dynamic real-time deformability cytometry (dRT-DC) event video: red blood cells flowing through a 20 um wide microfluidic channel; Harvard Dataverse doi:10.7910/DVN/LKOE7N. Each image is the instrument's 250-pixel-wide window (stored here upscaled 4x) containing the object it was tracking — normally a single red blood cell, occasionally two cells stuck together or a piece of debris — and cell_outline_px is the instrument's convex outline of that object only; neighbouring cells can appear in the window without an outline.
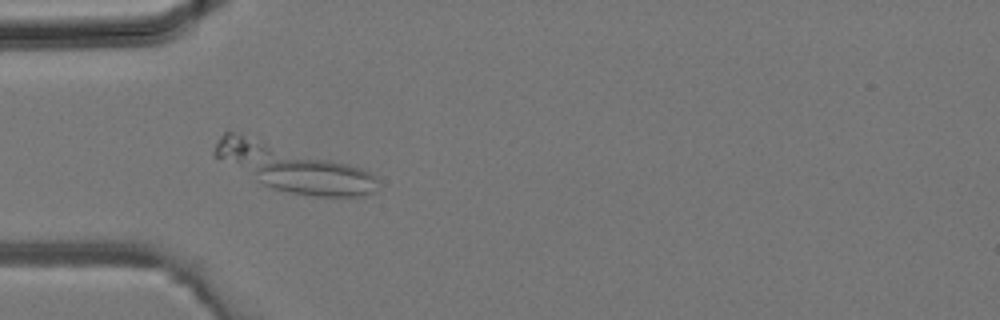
{"species": "common noctule bat (a hibernating species)", "species_latin": "Nyctalus noctula", "temperature_condition": "room temperature", "stored_images_in_passage": 36, "segment_of_instrument_passage": [1, 3], "camera_frame_rate_fps": 3000, "um_per_image_px": 0.085, "animal": {"sex": "male", "body_mass_g": 19.2, "forearm_length_mm": 51.8}, "frame": {"image": 1, "passage_image": 11, "time_ms": 3.333, "image_size_px": [1000, 320], "cell_outline_px": [[376, 192], [360, 196], [312, 196], [288, 192], [272, 188], [256, 180], [212, 156], [212, 152], [220, 136], [228, 128], [348, 164], [360, 168], [376, 176]], "centroid_in_image_um": [24.78, 14.23], "position_along_channel_um": 60.2, "area_um2": 43.87}}